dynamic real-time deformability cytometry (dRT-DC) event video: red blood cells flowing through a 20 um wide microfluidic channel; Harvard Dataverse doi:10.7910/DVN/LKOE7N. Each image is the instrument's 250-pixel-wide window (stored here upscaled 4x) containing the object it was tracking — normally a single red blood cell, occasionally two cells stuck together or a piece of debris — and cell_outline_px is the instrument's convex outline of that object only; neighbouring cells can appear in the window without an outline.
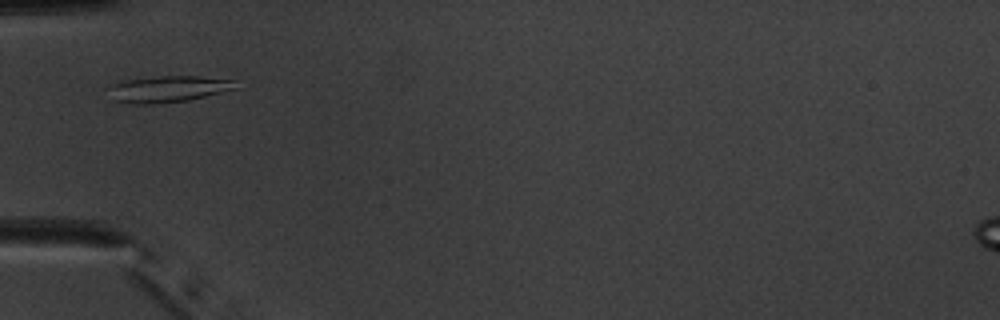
{"species": "common noctule bat (a hibernating species)", "species_latin": "Nyctalus noctula", "temperature_condition": "warm", "stored_images_in_passage": 35, "camera_frame_rate_fps": 3000, "um_per_image_px": 0.085, "animal": {"sex": "male", "body_mass_g": 20.1, "forearm_length_mm": 53.5}, "frame": {"image": 1, "passage_image": 1, "time_ms": 0.0, "image_size_px": [1000, 320], "cell_outline_px": [[236, 88], [188, 100], [156, 104], [136, 104], [112, 100], [104, 88], [112, 84], [124, 80], [152, 76], [200, 76], [236, 80]], "centroid_in_image_um": [14.18, 7.56], "position_along_channel_um": 70.8, "area_um2": 19.83}}
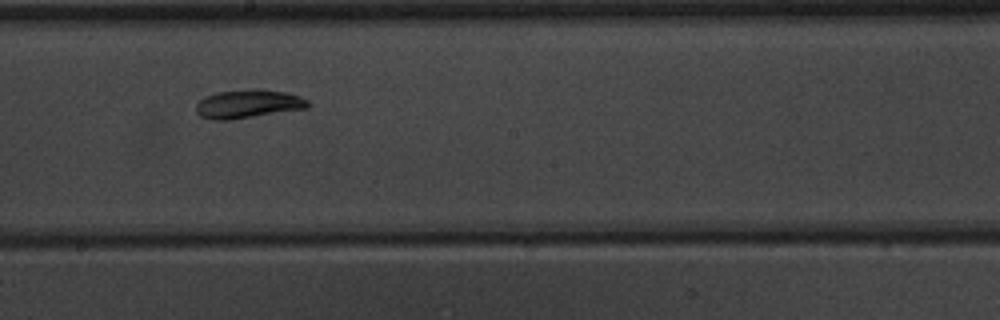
{"frame": {"image": 2, "passage_image": 13, "time_ms": 4.0, "image_size_px": [1000, 320], "cell_outline_px": [[308, 108], [228, 120], [216, 120], [200, 116], [196, 112], [196, 104], [204, 96], [216, 92], [288, 92], [300, 96], [308, 100]], "centroid_in_image_um": [21.06, 8.88], "position_along_channel_um": 227.1, "area_um2": 17.63}}
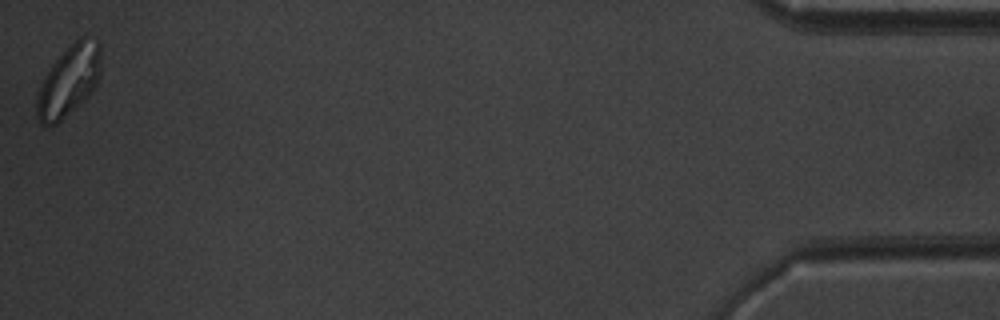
{"frame": {"image": 3, "passage_image": 35, "time_ms": 11.333, "image_size_px": [1000, 320], "cell_outline_px": [[100, 76], [96, 88], [88, 96], [52, 128], [40, 124], [36, 116], [36, 96], [44, 76], [52, 64], [80, 36], [84, 36], [96, 40], [100, 44]], "centroid_in_image_um": [5.84, 6.91], "position_along_channel_um": 429.4, "area_um2": 26.53}, "authors_computed_cell_mechanics": {"area_um2": 17.629, "velocity_mm_per_s": 3.9235, "shape_relaxation_time_tau1_ms": 4.6109, "shape_relaxation_time_tau2_ms": null, "deformation_change_tau1": 0.1021, "deformation_change_tau2": null}}